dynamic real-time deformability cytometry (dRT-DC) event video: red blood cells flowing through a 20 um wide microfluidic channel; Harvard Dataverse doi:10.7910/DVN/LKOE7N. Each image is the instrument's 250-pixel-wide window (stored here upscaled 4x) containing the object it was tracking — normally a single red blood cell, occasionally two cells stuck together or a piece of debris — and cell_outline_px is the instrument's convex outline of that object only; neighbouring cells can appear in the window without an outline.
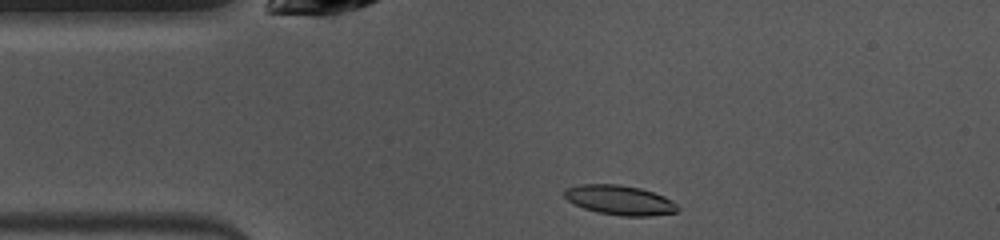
{"species": "common noctule bat (a hibernating species)", "species_latin": "Nyctalus noctula", "temperature_condition": "warm", "stored_images_in_passage": 41, "camera_frame_rate_fps": 3000, "um_per_image_px": 0.085, "animal": {"sex": "female", "body_mass_g": 10.0, "forearm_length_mm": 53.1}, "frame": {"image": 1, "passage_image": 1, "time_ms": 0.0, "image_size_px": [1000, 240], "cell_outline_px": [[680, 208], [676, 212], [648, 216], [624, 216], [596, 212], [584, 208], [568, 200], [564, 196], [564, 188], [580, 184], [620, 184], [640, 188], [664, 196], [672, 200]], "centroid_in_image_um": [52.67, 17.0], "position_along_channel_um": 32.3, "area_um2": 19.54}}
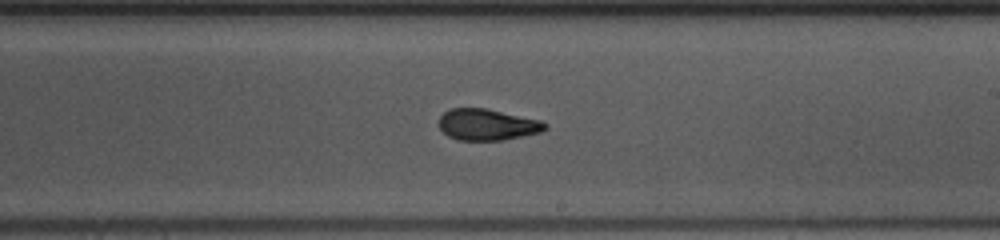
{"frame": {"image": 2, "passage_image": 19, "time_ms": 6.0, "image_size_px": [1000, 240], "cell_outline_px": [[548, 128], [540, 132], [504, 140], [460, 140], [448, 136], [440, 128], [440, 116], [444, 112], [452, 108], [488, 108], [540, 120], [548, 124]], "centroid_in_image_um": [41.44, 10.58], "position_along_channel_um": 247.6, "area_um2": 19.36}}
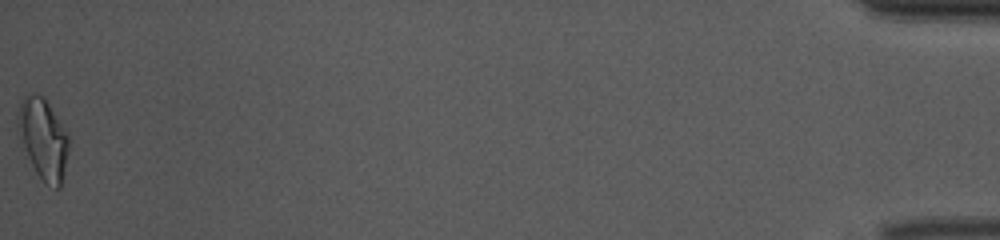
{"frame": {"image": 3, "passage_image": 41, "time_ms": 13.333, "image_size_px": [1000, 240], "cell_outline_px": [[68, 148], [60, 188], [56, 188], [44, 180], [36, 172], [20, 144], [16, 128], [16, 112], [24, 96], [44, 96], [68, 132]], "centroid_in_image_um": [3.63, 11.75], "position_along_channel_um": 431.6, "area_um2": 23.81}, "authors_computed_cell_mechanics": {"area_um2": 19.7676, "velocity_mm_per_s": 3.9989, "shape_relaxation_time_tau1_ms": 3.6884, "shape_relaxation_time_tau2_ms": 2.1407, "deformation_change_tau1": 0.1671, "deformation_change_tau2": 0.0886}}